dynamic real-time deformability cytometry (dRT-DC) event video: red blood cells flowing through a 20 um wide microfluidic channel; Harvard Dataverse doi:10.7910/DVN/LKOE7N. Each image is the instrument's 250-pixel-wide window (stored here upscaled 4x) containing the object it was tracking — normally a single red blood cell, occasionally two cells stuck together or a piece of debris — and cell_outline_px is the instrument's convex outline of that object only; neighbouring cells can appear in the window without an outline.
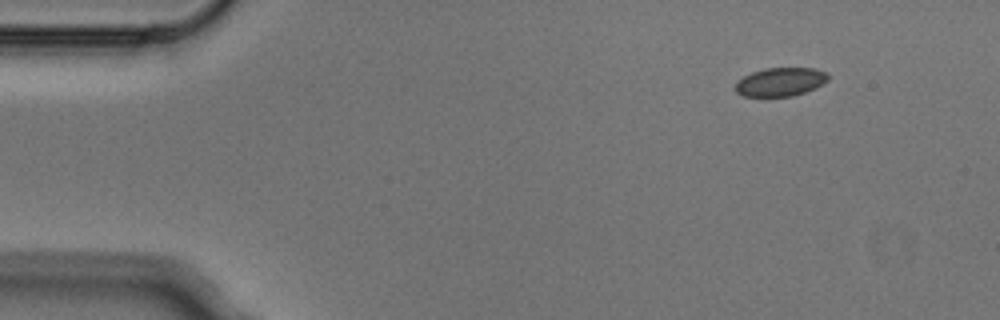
{"species": "Egyptian fruit bat (a non-hibernating species)", "species_latin": "Rousettus aegyptiacus", "temperature_condition": "cold", "stored_images_in_passage": 4, "camera_frame_rate_fps": 3000, "um_per_image_px": 0.085, "animal": {"sex": "male"}, "frame": {"image": 1, "passage_image": 1, "time_ms": 0.0, "image_size_px": [1000, 320], "cell_outline_px": [[828, 80], [816, 88], [792, 96], [744, 96], [736, 92], [736, 80], [752, 72], [764, 68], [816, 68], [828, 72]], "centroid_in_image_um": [66.35, 6.95], "position_along_channel_um": 18.6, "area_um2": 15.49}}
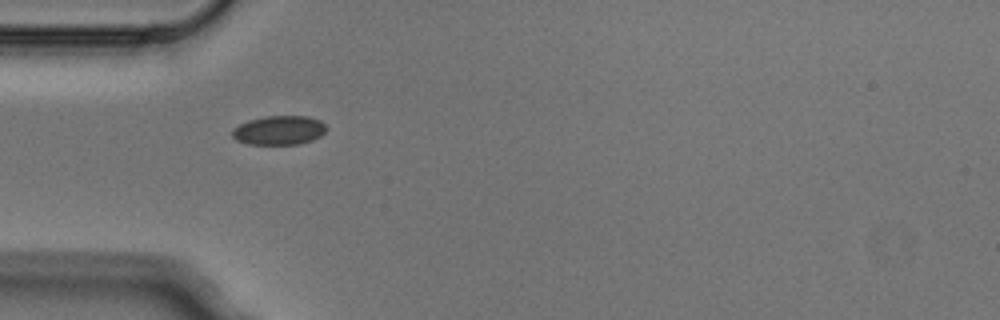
{"frame": {"image": 2, "passage_image": 3, "time_ms": 0.667, "image_size_px": [1000, 320], "cell_outline_px": [[328, 128], [320, 136], [312, 140], [300, 144], [248, 144], [236, 140], [232, 136], [232, 128], [248, 120], [264, 116], [308, 116], [320, 120]], "centroid_in_image_um": [23.72, 11.07], "position_along_channel_um": 61.3, "area_um2": 16.07}}
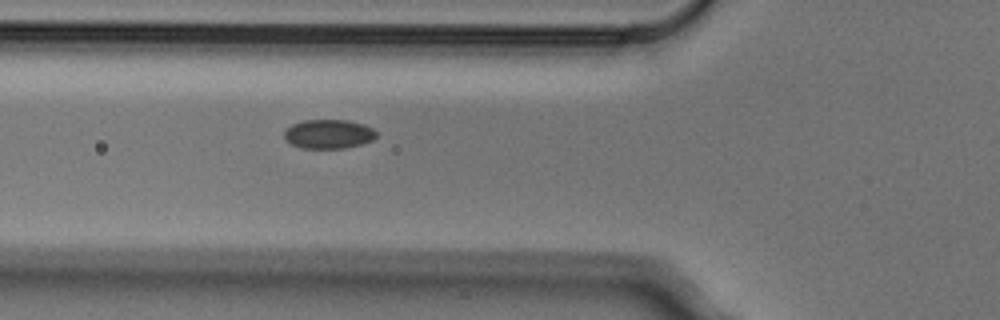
{"frame": {"image": 3, "passage_image": 4, "time_ms": 1.0, "image_size_px": [1000, 320], "cell_outline_px": [[376, 136], [372, 140], [360, 144], [344, 148], [300, 148], [284, 140], [284, 132], [292, 124], [304, 120], [348, 120], [364, 124], [372, 128], [376, 132]], "centroid_in_image_um": [27.91, 11.39], "position_along_channel_um": 97.9, "area_um2": 15.61}}